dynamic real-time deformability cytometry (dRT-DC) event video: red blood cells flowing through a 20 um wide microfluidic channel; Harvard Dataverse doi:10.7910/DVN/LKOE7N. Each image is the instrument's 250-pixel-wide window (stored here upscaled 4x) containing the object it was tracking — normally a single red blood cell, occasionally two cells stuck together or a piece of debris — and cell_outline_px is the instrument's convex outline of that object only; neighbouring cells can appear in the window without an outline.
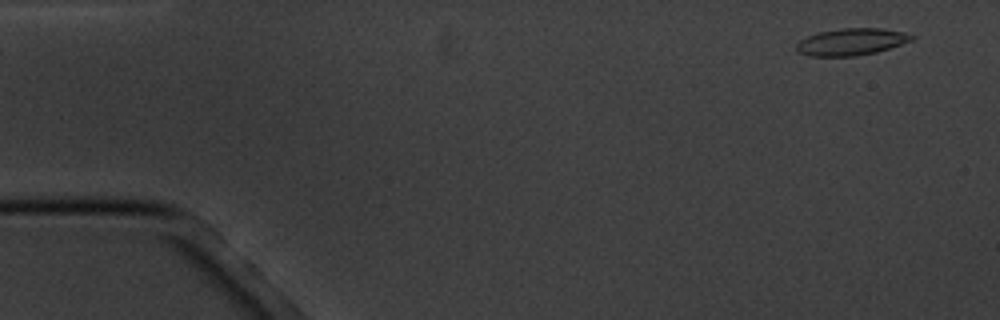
{"species": "common noctule bat (a hibernating species)", "species_latin": "Nyctalus noctula", "temperature_condition": "cold", "stored_images_in_passage": 6, "camera_frame_rate_fps": 3000, "um_per_image_px": 0.085, "animal": {"sex": "male", "body_mass_g": 20.1, "forearm_length_mm": 53.5}, "frame": {"image": 1, "passage_image": 1, "time_ms": 0.0, "image_size_px": [1000, 320], "cell_outline_px": [[916, 36], [912, 40], [876, 52], [856, 56], [808, 56], [800, 52], [796, 48], [796, 44], [800, 40], [808, 36], [820, 32], [840, 28], [880, 28], [904, 32]], "centroid_in_image_um": [72.36, 3.55], "position_along_channel_um": 12.6, "area_um2": 17.92}}
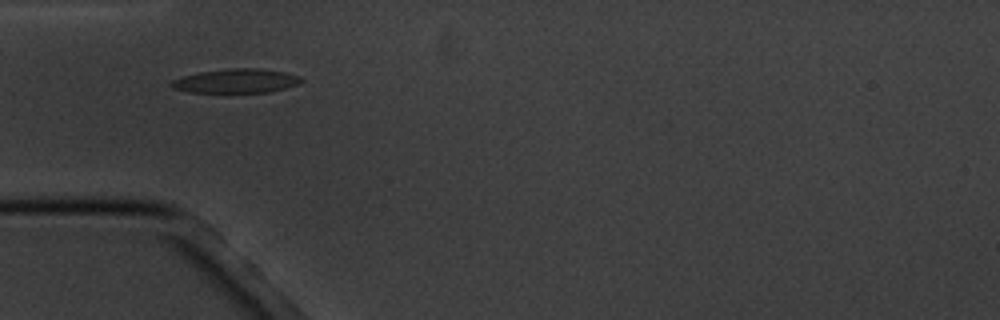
{"frame": {"image": 2, "passage_image": 5, "time_ms": 4.667, "image_size_px": [1000, 320], "cell_outline_px": [[304, 80], [296, 84], [284, 88], [268, 92], [188, 92], [172, 88], [168, 84], [172, 80], [184, 76], [200, 72], [232, 68], [260, 68], [284, 72], [300, 76]], "centroid_in_image_um": [20.05, 6.87], "position_along_channel_um": 65.0, "area_um2": 18.09}}
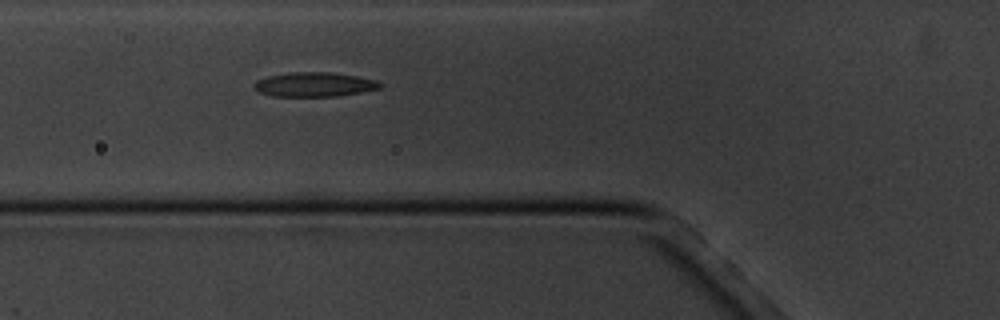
{"frame": {"image": 3, "passage_image": 6, "time_ms": 5.667, "image_size_px": [1000, 320], "cell_outline_px": [[384, 84], [380, 88], [360, 92], [336, 96], [272, 96], [260, 92], [252, 84], [256, 80], [268, 76], [292, 72], [332, 72], [356, 76], [376, 80]], "centroid_in_image_um": [26.72, 7.17], "position_along_channel_um": 99.1, "area_um2": 17.8}}